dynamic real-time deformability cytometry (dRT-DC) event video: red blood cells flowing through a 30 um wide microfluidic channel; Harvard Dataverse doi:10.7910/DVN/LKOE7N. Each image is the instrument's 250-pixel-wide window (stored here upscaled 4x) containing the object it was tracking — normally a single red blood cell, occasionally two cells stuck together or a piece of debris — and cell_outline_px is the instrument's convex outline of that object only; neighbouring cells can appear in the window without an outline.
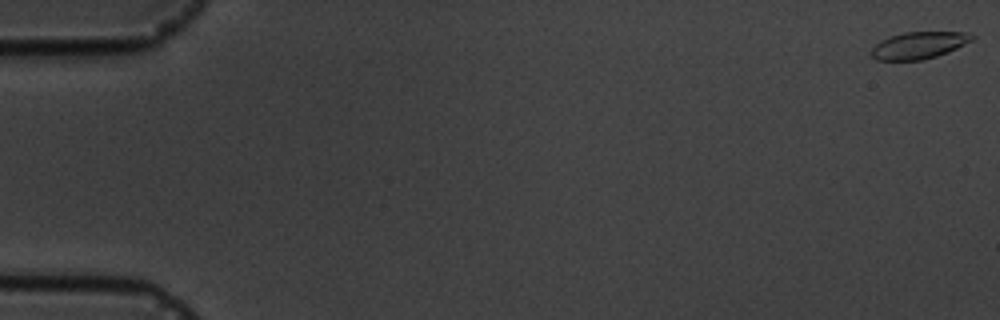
{"species": "common noctule bat (a hibernating species)", "species_latin": "Nyctalus noctula", "temperature_condition": "cold", "stored_images_in_passage": 5, "camera_frame_rate_fps": 3000, "um_per_image_px": 0.085, "animal": {"sex": "male", "body_mass_g": 19.5, "forearm_length_mm": 54.6}, "frame": {"image": 1, "passage_image": 1, "time_ms": 0.0, "image_size_px": [1000, 320], "cell_outline_px": [[976, 36], [972, 40], [956, 48], [936, 56], [924, 60], [876, 60], [868, 52], [880, 40], [888, 36], [904, 32], [972, 32]], "centroid_in_image_um": [78.08, 3.84], "position_along_channel_um": 6.9, "area_um2": 15.95}}
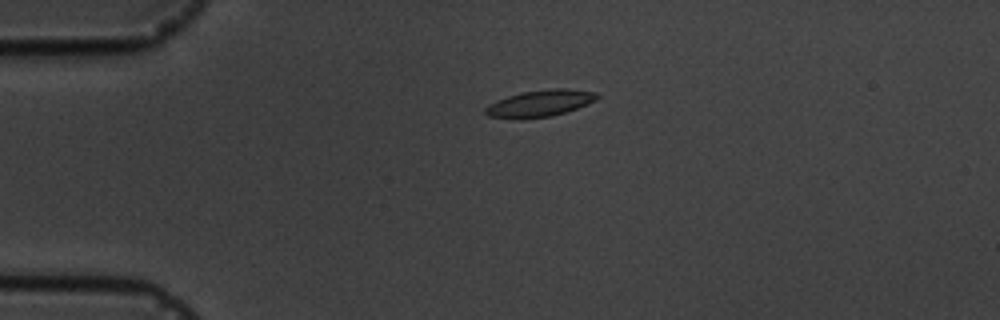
{"frame": {"image": 2, "passage_image": 4, "time_ms": 4.333, "image_size_px": [1000, 320], "cell_outline_px": [[600, 96], [596, 100], [588, 104], [552, 116], [488, 116], [484, 112], [484, 108], [488, 104], [496, 100], [520, 92], [556, 88], [568, 88], [596, 92]], "centroid_in_image_um": [45.96, 8.72], "position_along_channel_um": 39.0, "area_um2": 16.7}}